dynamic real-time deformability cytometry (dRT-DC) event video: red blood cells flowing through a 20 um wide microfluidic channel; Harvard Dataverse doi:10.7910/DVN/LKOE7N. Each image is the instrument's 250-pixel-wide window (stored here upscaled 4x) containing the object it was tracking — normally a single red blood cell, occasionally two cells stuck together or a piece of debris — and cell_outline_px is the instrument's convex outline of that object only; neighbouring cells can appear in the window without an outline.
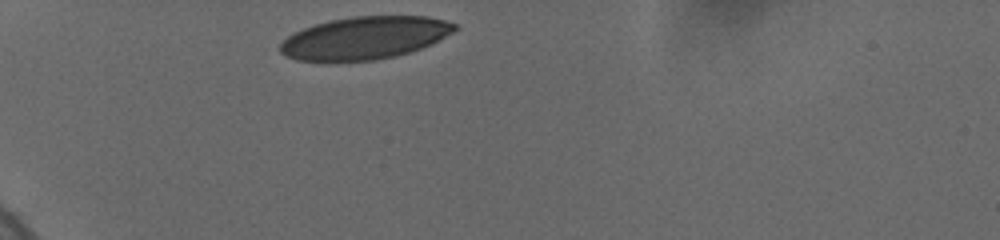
{"species": "human", "species_latin": "Homo sapiens", "temperature_condition": "cold", "stored_images_in_passage": 3, "camera_frame_rate_fps": 3000, "um_per_image_px": 0.085, "donor": {"sex": "female"}, "frame": {"image": 1, "passage_image": 1, "time_ms": 0.0, "image_size_px": [1000, 240], "cell_outline_px": [[456, 28], [452, 32], [432, 44], [396, 56], [376, 60], [296, 60], [280, 52], [280, 44], [288, 36], [304, 28], [316, 24], [332, 20], [352, 16], [428, 16], [444, 20], [456, 24]], "centroid_in_image_um": [31.03, 3.21], "position_along_channel_um": 54.0, "area_um2": 42.71}}